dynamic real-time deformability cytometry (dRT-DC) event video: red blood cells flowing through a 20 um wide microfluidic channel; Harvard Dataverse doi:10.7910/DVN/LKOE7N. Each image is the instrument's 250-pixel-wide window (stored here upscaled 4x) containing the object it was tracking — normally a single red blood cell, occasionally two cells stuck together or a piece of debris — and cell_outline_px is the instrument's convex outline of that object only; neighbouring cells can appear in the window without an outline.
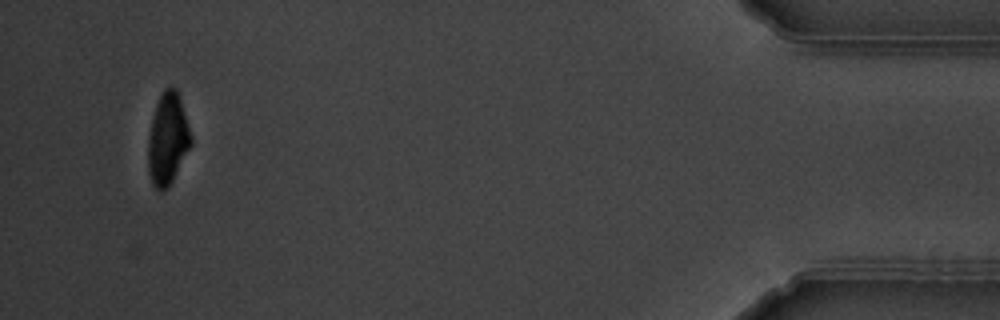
{"species": "common noctule bat (a hibernating species)", "species_latin": "Nyctalus noctula", "temperature_condition": "warm", "stored_images_in_passage": 15, "camera_frame_rate_fps": 3000, "um_per_image_px": 0.085, "animal": {"sex": "male", "body_mass_g": 19.5, "forearm_length_mm": 54.6}, "frame": {"image": 1, "passage_image": 15, "time_ms": 17.667, "image_size_px": [1000, 320], "cell_outline_px": [[192, 144], [168, 188], [160, 192], [152, 184], [148, 172], [148, 136], [152, 116], [156, 104], [164, 88], [172, 84], [176, 88], [180, 96], [192, 136]], "centroid_in_image_um": [14.25, 11.79], "position_along_channel_um": 420.9, "area_um2": 23.24}, "authors_computed_cell_mechanics": {"area_um2": 22.9466, "velocity_mm_per_s": 3.7011, "shape_relaxation_time_tau1_ms": 3.6124, "shape_relaxation_time_tau2_ms": 5.1268, "deformation_change_tau1": 0.1261, "deformation_change_tau2": 0.058}}